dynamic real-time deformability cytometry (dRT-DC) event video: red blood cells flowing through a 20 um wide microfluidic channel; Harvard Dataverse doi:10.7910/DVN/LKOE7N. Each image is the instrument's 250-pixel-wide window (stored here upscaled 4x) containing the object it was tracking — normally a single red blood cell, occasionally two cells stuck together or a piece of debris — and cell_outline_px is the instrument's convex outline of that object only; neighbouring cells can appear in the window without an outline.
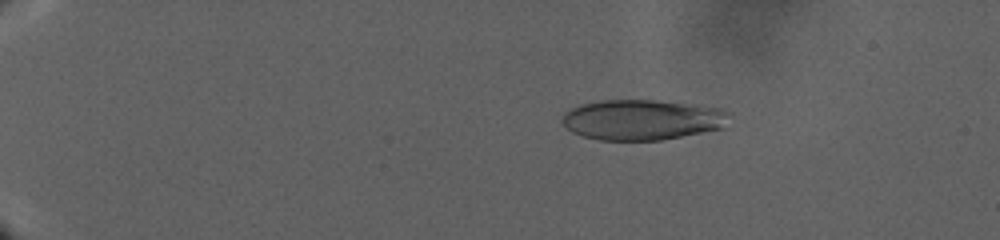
{"species": "human", "species_latin": "Homo sapiens", "temperature_condition": "warm", "stored_images_in_passage": 71, "camera_frame_rate_fps": 3000, "um_per_image_px": 0.085, "donor": {"sex": "male"}, "frame": {"image": 1, "passage_image": 33, "time_ms": 8.667, "image_size_px": [1000, 240], "cell_outline_px": [[728, 128], [660, 140], [600, 140], [584, 136], [572, 132], [560, 120], [564, 112], [580, 104], [600, 100], [656, 100], [720, 108], [728, 112]], "centroid_in_image_um": [54.6, 10.18], "position_along_channel_um": 30.4, "area_um2": 39.54}}